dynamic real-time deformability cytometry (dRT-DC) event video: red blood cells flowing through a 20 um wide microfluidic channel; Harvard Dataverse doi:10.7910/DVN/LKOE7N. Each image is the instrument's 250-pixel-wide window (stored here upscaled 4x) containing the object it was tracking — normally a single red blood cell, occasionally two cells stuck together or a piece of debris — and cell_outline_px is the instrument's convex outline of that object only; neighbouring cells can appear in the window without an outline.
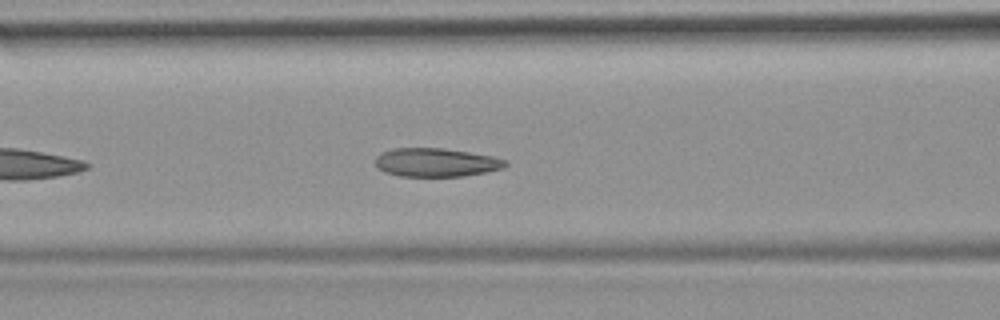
{"species": "common noctule bat (a hibernating species)", "species_latin": "Nyctalus noctula", "temperature_condition": "room temperature", "stored_images_in_passage": 19, "camera_frame_rate_fps": 3000, "um_per_image_px": 0.085, "animal": {"sex": "female", "body_mass_g": 19.9}, "frame": {"image": 1, "passage_image": 9, "time_ms": 2.667, "image_size_px": [1000, 320], "cell_outline_px": [[508, 164], [504, 168], [464, 176], [400, 176], [384, 172], [376, 168], [376, 156], [380, 152], [392, 148], [444, 148], [492, 156], [508, 160]], "centroid_in_image_um": [37.04, 13.8], "position_along_channel_um": 129.6, "area_um2": 21.79}}
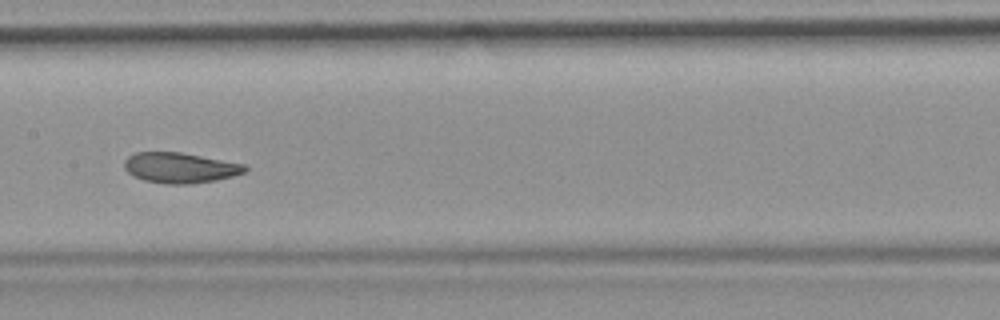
{"frame": {"image": 2, "passage_image": 14, "time_ms": 4.333, "image_size_px": [1000, 320], "cell_outline_px": [[248, 168], [244, 172], [232, 176], [216, 180], [188, 184], [164, 184], [144, 180], [132, 176], [124, 168], [124, 160], [128, 156], [136, 152], [180, 152], [244, 164]], "centroid_in_image_um": [15.26, 14.26], "position_along_channel_um": 192.1, "area_um2": 21.33}}